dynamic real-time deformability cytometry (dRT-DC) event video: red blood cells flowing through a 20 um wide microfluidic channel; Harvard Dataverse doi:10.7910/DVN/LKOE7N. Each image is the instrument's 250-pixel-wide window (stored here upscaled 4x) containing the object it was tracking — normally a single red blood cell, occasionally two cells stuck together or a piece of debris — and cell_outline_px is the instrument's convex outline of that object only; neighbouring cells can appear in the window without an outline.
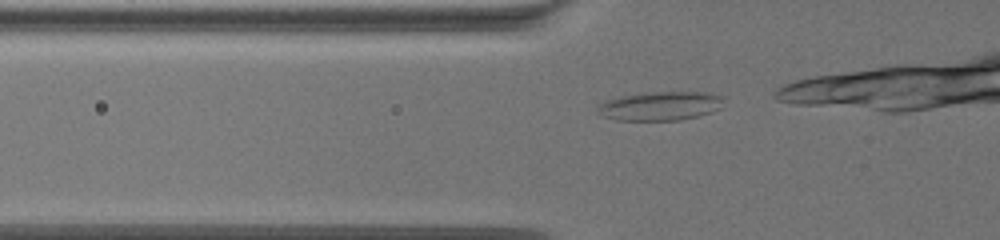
{"species": "common noctule bat (a hibernating species)", "species_latin": "Nyctalus noctula", "temperature_condition": "warm", "stored_images_in_passage": 21, "camera_frame_rate_fps": 3000, "um_per_image_px": 0.085, "animal": {"sex": "female", "body_mass_g": 19.5, "forearm_length_mm": 54.1}, "frame": {"image": 1, "passage_image": 15, "time_ms": 4.667, "image_size_px": [1000, 240], "cell_outline_px": [[724, 96], [720, 108], [712, 112], [680, 120], [616, 120], [600, 116], [596, 112], [596, 104], [604, 100], [620, 96], [648, 92], [704, 92]], "centroid_in_image_um": [56.04, 9.0], "position_along_channel_um": 69.8, "area_um2": 21.5}}